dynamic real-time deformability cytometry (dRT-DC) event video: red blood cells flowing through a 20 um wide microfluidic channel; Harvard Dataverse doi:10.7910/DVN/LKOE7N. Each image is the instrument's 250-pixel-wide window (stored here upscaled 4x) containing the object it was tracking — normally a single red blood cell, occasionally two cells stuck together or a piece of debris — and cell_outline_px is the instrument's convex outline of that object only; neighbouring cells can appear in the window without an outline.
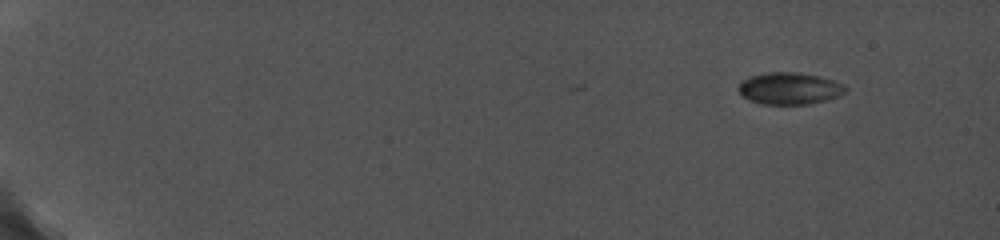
{"species": "common noctule bat (a hibernating species)", "species_latin": "Nyctalus noctula", "temperature_condition": "cold", "stored_images_in_passage": 2, "camera_frame_rate_fps": 5000, "um_per_image_px": 0.085, "animal": {"sex": "female", "body_mass_g": 19.0, "forearm_length_mm": 56.7}, "frame": {"image": 1, "passage_image": 2, "time_ms": 0.4, "image_size_px": [1000, 240], "cell_outline_px": [[848, 88], [840, 96], [808, 104], [760, 104], [748, 100], [740, 96], [736, 88], [740, 80], [752, 76], [768, 72], [800, 72], [820, 76], [844, 84]], "centroid_in_image_um": [67.05, 7.51], "position_along_channel_um": 17.9, "area_um2": 20.23}}